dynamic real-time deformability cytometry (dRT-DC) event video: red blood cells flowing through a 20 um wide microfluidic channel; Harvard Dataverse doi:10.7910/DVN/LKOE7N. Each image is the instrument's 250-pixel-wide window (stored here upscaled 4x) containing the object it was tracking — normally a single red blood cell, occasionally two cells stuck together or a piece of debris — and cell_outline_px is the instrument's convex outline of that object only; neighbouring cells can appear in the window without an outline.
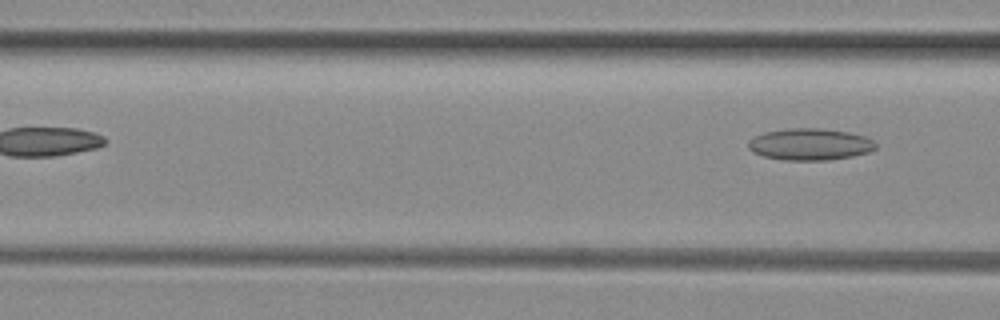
{"species": "common noctule bat (a hibernating species)", "species_latin": "Nyctalus noctula", "temperature_condition": "room temperature", "stored_images_in_passage": 4, "camera_frame_rate_fps": 3000, "um_per_image_px": 0.085, "animal": {"sex": "female", "body_mass_g": 29.2, "forearm_length_mm": 56.3}, "frame": {"image": 1, "passage_image": 4, "time_ms": 1.0, "image_size_px": [1000, 320], "cell_outline_px": [[876, 148], [868, 152], [852, 156], [828, 160], [784, 160], [764, 156], [752, 152], [748, 148], [748, 140], [764, 132], [792, 128], [820, 128], [848, 132], [864, 136], [872, 140], [876, 144]], "centroid_in_image_um": [68.83, 12.27], "position_along_channel_um": 97.8, "area_um2": 23.47}}